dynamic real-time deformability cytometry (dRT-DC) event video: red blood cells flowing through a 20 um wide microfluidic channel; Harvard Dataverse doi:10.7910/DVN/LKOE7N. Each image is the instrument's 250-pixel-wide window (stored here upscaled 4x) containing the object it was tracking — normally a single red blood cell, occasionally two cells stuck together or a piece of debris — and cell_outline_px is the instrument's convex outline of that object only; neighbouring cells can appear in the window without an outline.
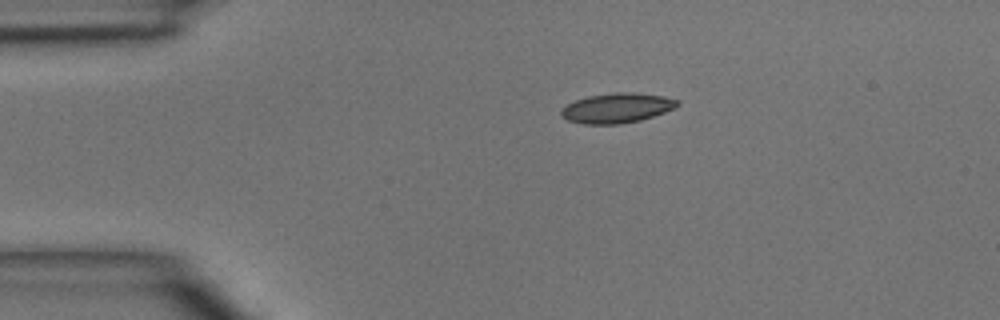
{"species": "common noctule bat (a hibernating species)", "species_latin": "Nyctalus noctula", "temperature_condition": "room temperature", "stored_images_in_passage": 3, "camera_frame_rate_fps": 3000, "um_per_image_px": 0.085, "animal": {"sex": "male", "body_mass_g": 15.6}, "frame": {"image": 1, "passage_image": 1, "time_ms": 0.0, "image_size_px": [1000, 320], "cell_outline_px": [[680, 104], [676, 108], [640, 120], [620, 124], [584, 124], [568, 120], [560, 112], [568, 104], [576, 100], [588, 96], [612, 92], [632, 92], [664, 96], [680, 100]], "centroid_in_image_um": [52.49, 9.17], "position_along_channel_um": 32.5, "area_um2": 20.11}}
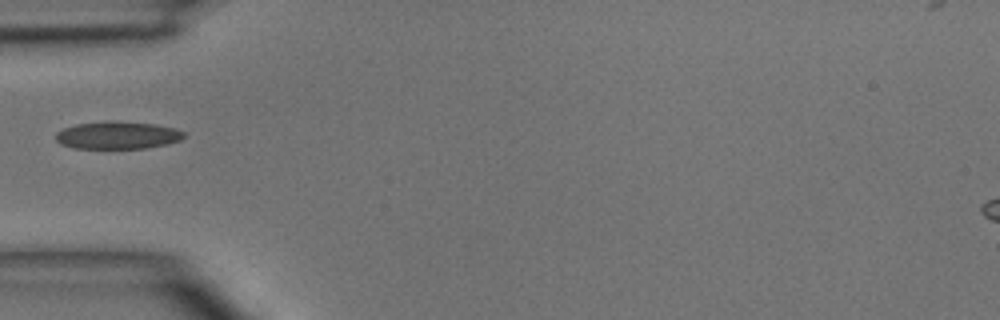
{"frame": {"image": 2, "passage_image": 3, "time_ms": 2.0, "image_size_px": [1000, 320], "cell_outline_px": [[184, 136], [180, 140], [168, 144], [144, 148], [76, 148], [60, 144], [56, 140], [56, 132], [64, 128], [76, 124], [108, 120], [156, 124], [176, 128], [184, 132]], "centroid_in_image_um": [9.99, 11.48], "position_along_channel_um": 75.0, "area_um2": 20.63}}